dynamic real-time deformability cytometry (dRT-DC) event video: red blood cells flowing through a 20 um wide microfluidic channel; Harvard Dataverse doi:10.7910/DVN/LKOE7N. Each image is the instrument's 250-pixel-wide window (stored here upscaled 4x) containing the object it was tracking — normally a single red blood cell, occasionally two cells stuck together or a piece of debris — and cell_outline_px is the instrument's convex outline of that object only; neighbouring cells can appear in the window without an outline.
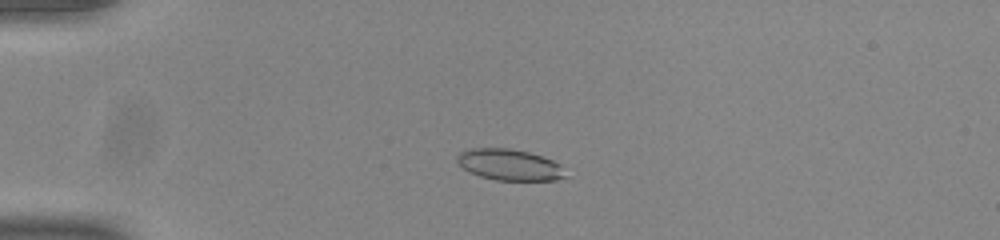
{"species": "common noctule bat (a hibernating species)", "species_latin": "Nyctalus noctula", "temperature_condition": "room temperature", "stored_images_in_passage": 44, "camera_frame_rate_fps": 3000, "um_per_image_px": 0.085, "animal": {"sex": "male", "body_mass_g": 20.0, "forearm_length_mm": 53.3}, "frame": {"image": 1, "passage_image": 4, "time_ms": 1.0, "image_size_px": [1000, 240], "cell_outline_px": [[560, 176], [552, 180], [500, 180], [484, 176], [472, 172], [464, 168], [460, 164], [460, 156], [464, 152], [484, 148], [500, 148], [524, 152], [540, 156], [552, 160], [556, 164]], "centroid_in_image_um": [43.26, 14.01], "position_along_channel_um": 41.7, "area_um2": 17.86}}
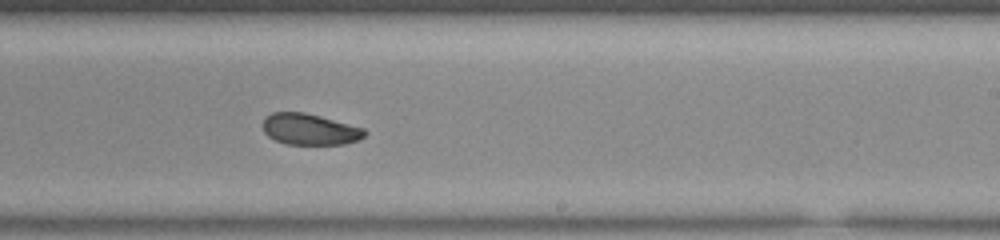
{"frame": {"image": 2, "passage_image": 24, "time_ms": 7.667, "image_size_px": [1000, 240], "cell_outline_px": [[364, 136], [356, 140], [340, 144], [288, 144], [276, 140], [268, 136], [264, 132], [264, 120], [272, 112], [300, 112], [364, 128]], "centroid_in_image_um": [26.28, 11.0], "position_along_channel_um": 262.7, "area_um2": 17.8}}
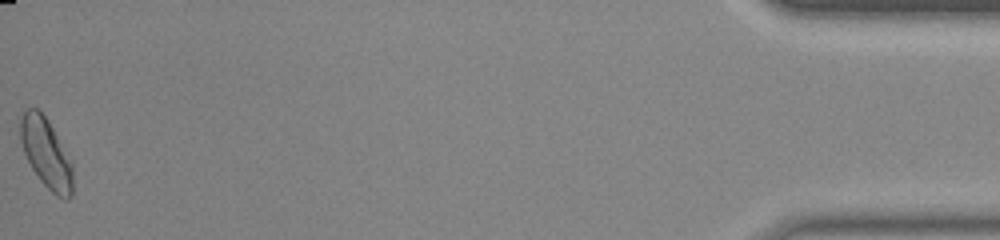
{"frame": {"image": 3, "passage_image": 44, "time_ms": 14.333, "image_size_px": [1000, 240], "cell_outline_px": [[72, 192], [68, 196], [60, 196], [52, 192], [44, 184], [32, 168], [24, 152], [20, 136], [20, 124], [24, 112], [28, 108], [36, 108], [44, 116], [72, 168]], "centroid_in_image_um": [3.86, 13.02], "position_along_channel_um": 431.3, "area_um2": 19.65}, "authors_computed_cell_mechanics": {"area_um2": 18.0914, "velocity_mm_per_s": 3.8851, "shape_relaxation_time_tau1_ms": 4.1184, "shape_relaxation_time_tau2_ms": 4.4204, "deformation_change_tau1": 0.1243, "deformation_change_tau2": 0.099}}